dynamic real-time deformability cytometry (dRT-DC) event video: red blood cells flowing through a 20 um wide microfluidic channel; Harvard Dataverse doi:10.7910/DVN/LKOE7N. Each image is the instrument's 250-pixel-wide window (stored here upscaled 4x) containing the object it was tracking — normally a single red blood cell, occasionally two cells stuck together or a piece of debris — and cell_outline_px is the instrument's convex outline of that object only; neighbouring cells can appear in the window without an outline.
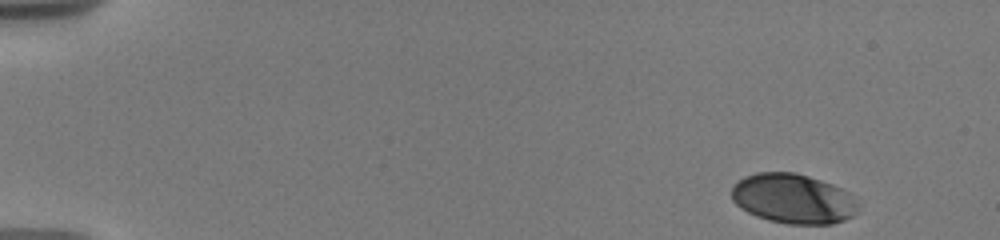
{"species": "human", "species_latin": "Homo sapiens", "temperature_condition": "warm", "stored_images_in_passage": 39, "camera_frame_rate_fps": 3000, "um_per_image_px": 0.085, "donor": {"sex": "male"}, "frame": {"image": 1, "passage_image": 1, "time_ms": 0.0, "image_size_px": [1000, 240], "cell_outline_px": [[860, 204], [856, 212], [852, 216], [844, 220], [832, 224], [788, 224], [768, 220], [756, 216], [740, 208], [732, 200], [732, 184], [744, 176], [756, 172], [796, 172], [832, 184], [848, 192]], "centroid_in_image_um": [67.4, 16.89], "position_along_channel_um": 17.6, "area_um2": 36.93}}
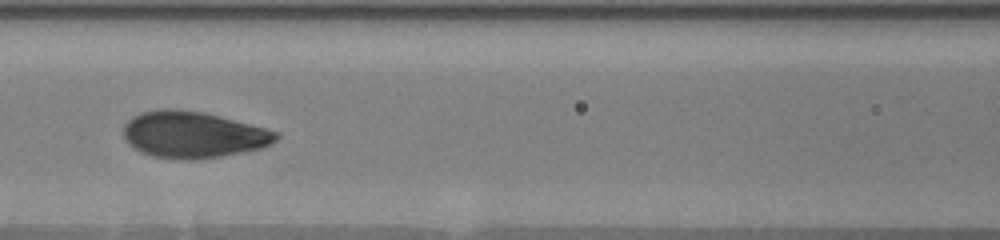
{"frame": {"image": 2, "passage_image": 16, "time_ms": 7.333, "image_size_px": [1000, 240], "cell_outline_px": [[280, 136], [272, 144], [264, 148], [200, 160], [180, 160], [152, 156], [140, 152], [128, 144], [124, 140], [124, 124], [132, 116], [144, 112], [164, 108], [168, 108], [204, 112], [220, 116], [280, 132]], "centroid_in_image_um": [16.43, 11.46], "position_along_channel_um": 150.2, "area_um2": 41.73}}
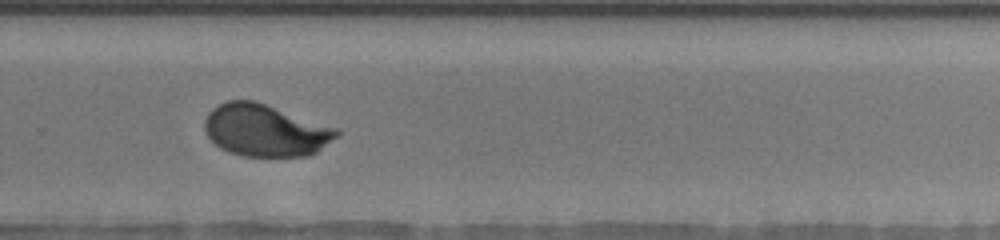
{"frame": {"image": 3, "passage_image": 28, "time_ms": 11.667, "image_size_px": [1000, 240], "cell_outline_px": [[340, 132], [336, 136], [316, 152], [304, 156], [240, 156], [228, 152], [220, 148], [208, 136], [204, 128], [204, 120], [208, 112], [212, 108], [228, 100], [256, 100], [336, 128]], "centroid_in_image_um": [22.5, 11.07], "position_along_channel_um": 307.3, "area_um2": 39.88}, "authors_computed_cell_mechanics": {"area_um2": 39.882, "velocity_mm_per_s": 3.6355, "shape_relaxation_time_tau1_ms": 2.7017, "shape_relaxation_time_tau2_ms": null, "deformation_change_tau1": 0.1457, "deformation_change_tau2": null}}